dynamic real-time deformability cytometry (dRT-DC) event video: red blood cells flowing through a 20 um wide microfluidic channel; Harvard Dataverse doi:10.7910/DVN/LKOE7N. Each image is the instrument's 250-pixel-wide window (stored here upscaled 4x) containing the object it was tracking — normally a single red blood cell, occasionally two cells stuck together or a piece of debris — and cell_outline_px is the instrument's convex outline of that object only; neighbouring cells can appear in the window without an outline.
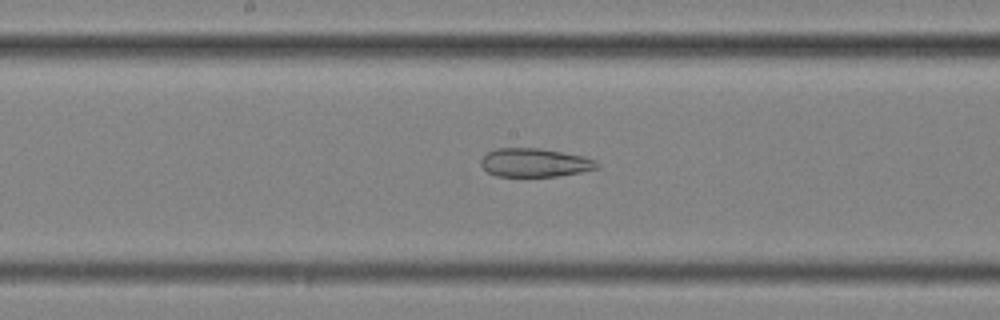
{"species": "common noctule bat (a hibernating species)", "species_latin": "Nyctalus noctula", "temperature_condition": "cold", "stored_images_in_passage": 56, "camera_frame_rate_fps": 3000, "um_per_image_px": 0.085, "animal": {"sex": "female", "body_mass_g": 25.1}, "frame": {"image": 1, "passage_image": 30, "time_ms": 9.667, "image_size_px": [1000, 320], "cell_outline_px": [[600, 168], [580, 172], [556, 176], [496, 176], [488, 172], [480, 164], [480, 160], [488, 152], [496, 148], [540, 148], [584, 156], [600, 164]], "centroid_in_image_um": [45.45, 13.82], "position_along_channel_um": 202.8, "area_um2": 19.25}}
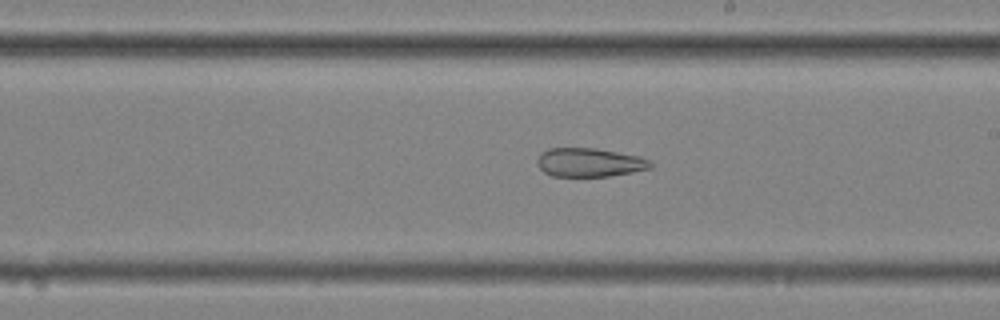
{"frame": {"image": 2, "passage_image": 33, "time_ms": 10.667, "image_size_px": [1000, 320], "cell_outline_px": [[652, 168], [632, 172], [608, 176], [552, 176], [544, 172], [540, 168], [536, 160], [540, 152], [548, 148], [596, 148], [640, 156], [652, 160]], "centroid_in_image_um": [50.11, 13.8], "position_along_channel_um": 238.9, "area_um2": 19.13}}
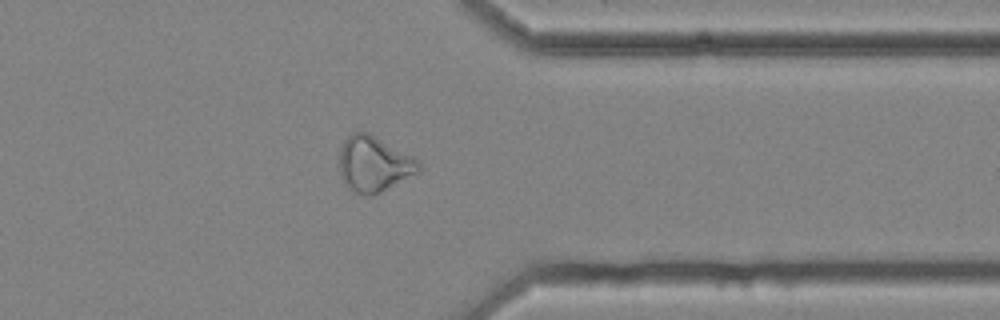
{"frame": {"image": 3, "passage_image": 45, "time_ms": 14.667, "image_size_px": [1000, 320], "cell_outline_px": [[420, 172], [372, 196], [368, 196], [352, 192], [344, 184], [340, 176], [340, 148], [344, 140], [352, 132], [368, 132], [420, 160]], "centroid_in_image_um": [31.77, 13.95], "position_along_channel_um": 379.6, "area_um2": 25.84}, "authors_computed_cell_mechanics": {"area_um2": 27.8596, "velocity_mm_per_s": 3.6278, "shape_relaxation_time_tau1_ms": null, "shape_relaxation_time_tau2_ms": 4.2916, "deformation_change_tau1": null, "deformation_change_tau2": 0.128}}